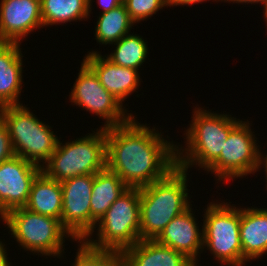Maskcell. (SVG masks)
Segmentation results:
<instances>
[{
    "label": "cell",
    "instance_id": "6da1fadb",
    "mask_svg": "<svg viewBox=\"0 0 267 266\" xmlns=\"http://www.w3.org/2000/svg\"><path fill=\"white\" fill-rule=\"evenodd\" d=\"M149 128L134 117L106 128V168L129 188L150 185L176 167V145Z\"/></svg>",
    "mask_w": 267,
    "mask_h": 266
},
{
    "label": "cell",
    "instance_id": "7a4b0ae2",
    "mask_svg": "<svg viewBox=\"0 0 267 266\" xmlns=\"http://www.w3.org/2000/svg\"><path fill=\"white\" fill-rule=\"evenodd\" d=\"M187 170L176 166L140 188V240H155L171 220L190 208Z\"/></svg>",
    "mask_w": 267,
    "mask_h": 266
},
{
    "label": "cell",
    "instance_id": "3957f363",
    "mask_svg": "<svg viewBox=\"0 0 267 266\" xmlns=\"http://www.w3.org/2000/svg\"><path fill=\"white\" fill-rule=\"evenodd\" d=\"M240 122L227 114L194 108L190 127L186 130V146L176 145V166L188 170L194 164L208 169L219 157L230 131ZM184 152V153H183Z\"/></svg>",
    "mask_w": 267,
    "mask_h": 266
},
{
    "label": "cell",
    "instance_id": "277c9868",
    "mask_svg": "<svg viewBox=\"0 0 267 266\" xmlns=\"http://www.w3.org/2000/svg\"><path fill=\"white\" fill-rule=\"evenodd\" d=\"M0 119L8 129L15 155L42 168L59 142L49 125L22 104L0 107Z\"/></svg>",
    "mask_w": 267,
    "mask_h": 266
},
{
    "label": "cell",
    "instance_id": "5b68a950",
    "mask_svg": "<svg viewBox=\"0 0 267 266\" xmlns=\"http://www.w3.org/2000/svg\"><path fill=\"white\" fill-rule=\"evenodd\" d=\"M106 168V129L68 141L58 142L56 151L42 167V171L58 182L63 180L96 174Z\"/></svg>",
    "mask_w": 267,
    "mask_h": 266
},
{
    "label": "cell",
    "instance_id": "8992f818",
    "mask_svg": "<svg viewBox=\"0 0 267 266\" xmlns=\"http://www.w3.org/2000/svg\"><path fill=\"white\" fill-rule=\"evenodd\" d=\"M98 240L84 241L95 249L122 253L140 241V188H128L97 223Z\"/></svg>",
    "mask_w": 267,
    "mask_h": 266
},
{
    "label": "cell",
    "instance_id": "52a82bcc",
    "mask_svg": "<svg viewBox=\"0 0 267 266\" xmlns=\"http://www.w3.org/2000/svg\"><path fill=\"white\" fill-rule=\"evenodd\" d=\"M0 218L24 250L37 254L60 257L66 235L74 240L58 219L31 212L24 207L10 210Z\"/></svg>",
    "mask_w": 267,
    "mask_h": 266
},
{
    "label": "cell",
    "instance_id": "ba28073f",
    "mask_svg": "<svg viewBox=\"0 0 267 266\" xmlns=\"http://www.w3.org/2000/svg\"><path fill=\"white\" fill-rule=\"evenodd\" d=\"M223 203L210 202L205 209L203 248L207 247L221 264L242 266L241 208Z\"/></svg>",
    "mask_w": 267,
    "mask_h": 266
},
{
    "label": "cell",
    "instance_id": "9c48e42d",
    "mask_svg": "<svg viewBox=\"0 0 267 266\" xmlns=\"http://www.w3.org/2000/svg\"><path fill=\"white\" fill-rule=\"evenodd\" d=\"M249 125L241 120L230 131L220 157L207 169L220 182L256 172L259 148Z\"/></svg>",
    "mask_w": 267,
    "mask_h": 266
},
{
    "label": "cell",
    "instance_id": "30bf717a",
    "mask_svg": "<svg viewBox=\"0 0 267 266\" xmlns=\"http://www.w3.org/2000/svg\"><path fill=\"white\" fill-rule=\"evenodd\" d=\"M70 101L85 110L104 118V129L127 123L133 116L99 82L95 72L83 61L74 82Z\"/></svg>",
    "mask_w": 267,
    "mask_h": 266
},
{
    "label": "cell",
    "instance_id": "8fae6325",
    "mask_svg": "<svg viewBox=\"0 0 267 266\" xmlns=\"http://www.w3.org/2000/svg\"><path fill=\"white\" fill-rule=\"evenodd\" d=\"M94 174L61 181L63 204L61 224L75 239L91 237V196Z\"/></svg>",
    "mask_w": 267,
    "mask_h": 266
},
{
    "label": "cell",
    "instance_id": "7c38bea8",
    "mask_svg": "<svg viewBox=\"0 0 267 266\" xmlns=\"http://www.w3.org/2000/svg\"><path fill=\"white\" fill-rule=\"evenodd\" d=\"M41 171L42 168L17 155L0 163L1 217L26 205L32 183Z\"/></svg>",
    "mask_w": 267,
    "mask_h": 266
},
{
    "label": "cell",
    "instance_id": "4fadbf2b",
    "mask_svg": "<svg viewBox=\"0 0 267 266\" xmlns=\"http://www.w3.org/2000/svg\"><path fill=\"white\" fill-rule=\"evenodd\" d=\"M0 3V42L21 43L31 31L43 26L40 0H1Z\"/></svg>",
    "mask_w": 267,
    "mask_h": 266
},
{
    "label": "cell",
    "instance_id": "5bb4252c",
    "mask_svg": "<svg viewBox=\"0 0 267 266\" xmlns=\"http://www.w3.org/2000/svg\"><path fill=\"white\" fill-rule=\"evenodd\" d=\"M98 53L89 52L83 61L95 72L101 85L123 104L140 85L138 70L116 65Z\"/></svg>",
    "mask_w": 267,
    "mask_h": 266
},
{
    "label": "cell",
    "instance_id": "9a60e30c",
    "mask_svg": "<svg viewBox=\"0 0 267 266\" xmlns=\"http://www.w3.org/2000/svg\"><path fill=\"white\" fill-rule=\"evenodd\" d=\"M192 212L190 207L184 213L173 218L155 240L184 254L194 263L198 260L199 251L202 252L204 248L203 233H201L203 231L199 230Z\"/></svg>",
    "mask_w": 267,
    "mask_h": 266
},
{
    "label": "cell",
    "instance_id": "2e32d148",
    "mask_svg": "<svg viewBox=\"0 0 267 266\" xmlns=\"http://www.w3.org/2000/svg\"><path fill=\"white\" fill-rule=\"evenodd\" d=\"M121 256L123 266H190L193 263L184 254L156 240H140Z\"/></svg>",
    "mask_w": 267,
    "mask_h": 266
},
{
    "label": "cell",
    "instance_id": "e0dca14e",
    "mask_svg": "<svg viewBox=\"0 0 267 266\" xmlns=\"http://www.w3.org/2000/svg\"><path fill=\"white\" fill-rule=\"evenodd\" d=\"M22 58L20 43L0 42V107L20 105Z\"/></svg>",
    "mask_w": 267,
    "mask_h": 266
},
{
    "label": "cell",
    "instance_id": "ac0fdd59",
    "mask_svg": "<svg viewBox=\"0 0 267 266\" xmlns=\"http://www.w3.org/2000/svg\"><path fill=\"white\" fill-rule=\"evenodd\" d=\"M242 266L267 254V209L241 208Z\"/></svg>",
    "mask_w": 267,
    "mask_h": 266
},
{
    "label": "cell",
    "instance_id": "d6986e66",
    "mask_svg": "<svg viewBox=\"0 0 267 266\" xmlns=\"http://www.w3.org/2000/svg\"><path fill=\"white\" fill-rule=\"evenodd\" d=\"M129 187L108 168L94 174L91 196V236L96 224Z\"/></svg>",
    "mask_w": 267,
    "mask_h": 266
},
{
    "label": "cell",
    "instance_id": "ffe728a7",
    "mask_svg": "<svg viewBox=\"0 0 267 266\" xmlns=\"http://www.w3.org/2000/svg\"><path fill=\"white\" fill-rule=\"evenodd\" d=\"M62 204L61 183L49 178L41 171L32 183L29 198L24 208L61 221Z\"/></svg>",
    "mask_w": 267,
    "mask_h": 266
},
{
    "label": "cell",
    "instance_id": "44dd1931",
    "mask_svg": "<svg viewBox=\"0 0 267 266\" xmlns=\"http://www.w3.org/2000/svg\"><path fill=\"white\" fill-rule=\"evenodd\" d=\"M95 27V39L100 44H113L130 32L135 24L126 10L124 4L101 13Z\"/></svg>",
    "mask_w": 267,
    "mask_h": 266
},
{
    "label": "cell",
    "instance_id": "7402d4cb",
    "mask_svg": "<svg viewBox=\"0 0 267 266\" xmlns=\"http://www.w3.org/2000/svg\"><path fill=\"white\" fill-rule=\"evenodd\" d=\"M43 26L88 18V0H40Z\"/></svg>",
    "mask_w": 267,
    "mask_h": 266
},
{
    "label": "cell",
    "instance_id": "603a6c76",
    "mask_svg": "<svg viewBox=\"0 0 267 266\" xmlns=\"http://www.w3.org/2000/svg\"><path fill=\"white\" fill-rule=\"evenodd\" d=\"M147 42L139 35L126 34L118 42L113 43L116 49L106 58L112 63L135 70L145 62L148 54Z\"/></svg>",
    "mask_w": 267,
    "mask_h": 266
},
{
    "label": "cell",
    "instance_id": "cb8c5ba5",
    "mask_svg": "<svg viewBox=\"0 0 267 266\" xmlns=\"http://www.w3.org/2000/svg\"><path fill=\"white\" fill-rule=\"evenodd\" d=\"M76 254L73 266H123L121 253L114 250L95 249L84 240Z\"/></svg>",
    "mask_w": 267,
    "mask_h": 266
},
{
    "label": "cell",
    "instance_id": "d4e9b609",
    "mask_svg": "<svg viewBox=\"0 0 267 266\" xmlns=\"http://www.w3.org/2000/svg\"><path fill=\"white\" fill-rule=\"evenodd\" d=\"M123 4L131 20L138 23L156 14L164 6H169V0H124Z\"/></svg>",
    "mask_w": 267,
    "mask_h": 266
},
{
    "label": "cell",
    "instance_id": "484cf974",
    "mask_svg": "<svg viewBox=\"0 0 267 266\" xmlns=\"http://www.w3.org/2000/svg\"><path fill=\"white\" fill-rule=\"evenodd\" d=\"M15 155L8 129L0 119V163Z\"/></svg>",
    "mask_w": 267,
    "mask_h": 266
},
{
    "label": "cell",
    "instance_id": "4316f807",
    "mask_svg": "<svg viewBox=\"0 0 267 266\" xmlns=\"http://www.w3.org/2000/svg\"><path fill=\"white\" fill-rule=\"evenodd\" d=\"M98 3L100 5V7H102V12H108L111 9H114L118 6H120L121 4H123L122 0H98Z\"/></svg>",
    "mask_w": 267,
    "mask_h": 266
},
{
    "label": "cell",
    "instance_id": "83f0119b",
    "mask_svg": "<svg viewBox=\"0 0 267 266\" xmlns=\"http://www.w3.org/2000/svg\"><path fill=\"white\" fill-rule=\"evenodd\" d=\"M5 244L0 241V266H11L10 262H8V257H7V252H6V247H4Z\"/></svg>",
    "mask_w": 267,
    "mask_h": 266
},
{
    "label": "cell",
    "instance_id": "f1b7e54d",
    "mask_svg": "<svg viewBox=\"0 0 267 266\" xmlns=\"http://www.w3.org/2000/svg\"><path fill=\"white\" fill-rule=\"evenodd\" d=\"M206 0H170L169 1V6H177V5H192L194 3H200V2H204ZM217 1V0H215ZM220 1V0H218ZM223 1V0H221Z\"/></svg>",
    "mask_w": 267,
    "mask_h": 266
},
{
    "label": "cell",
    "instance_id": "f546056e",
    "mask_svg": "<svg viewBox=\"0 0 267 266\" xmlns=\"http://www.w3.org/2000/svg\"><path fill=\"white\" fill-rule=\"evenodd\" d=\"M263 164V166H265V167H263V168H265V172H266V182H267V155H265V157H264V155H262L261 154V151L259 150L258 151V165H257V170L256 171H258V169L261 167V165ZM267 185V184H266ZM267 187V186H266Z\"/></svg>",
    "mask_w": 267,
    "mask_h": 266
},
{
    "label": "cell",
    "instance_id": "4dcf8cb0",
    "mask_svg": "<svg viewBox=\"0 0 267 266\" xmlns=\"http://www.w3.org/2000/svg\"><path fill=\"white\" fill-rule=\"evenodd\" d=\"M225 2H235V3H247V4H249V3H251V4H253V3H261V4H263V6H264V8L265 7H267V0H224Z\"/></svg>",
    "mask_w": 267,
    "mask_h": 266
},
{
    "label": "cell",
    "instance_id": "1f68e13d",
    "mask_svg": "<svg viewBox=\"0 0 267 266\" xmlns=\"http://www.w3.org/2000/svg\"><path fill=\"white\" fill-rule=\"evenodd\" d=\"M263 13H264V19H265V21L267 23V7L264 8V12Z\"/></svg>",
    "mask_w": 267,
    "mask_h": 266
},
{
    "label": "cell",
    "instance_id": "d6a6232c",
    "mask_svg": "<svg viewBox=\"0 0 267 266\" xmlns=\"http://www.w3.org/2000/svg\"><path fill=\"white\" fill-rule=\"evenodd\" d=\"M91 1H92V0H88V9H89V13L91 12V6H92V5H91V3H92Z\"/></svg>",
    "mask_w": 267,
    "mask_h": 266
},
{
    "label": "cell",
    "instance_id": "836d02e7",
    "mask_svg": "<svg viewBox=\"0 0 267 266\" xmlns=\"http://www.w3.org/2000/svg\"><path fill=\"white\" fill-rule=\"evenodd\" d=\"M197 264H198L197 262H194L190 266H198Z\"/></svg>",
    "mask_w": 267,
    "mask_h": 266
}]
</instances>
